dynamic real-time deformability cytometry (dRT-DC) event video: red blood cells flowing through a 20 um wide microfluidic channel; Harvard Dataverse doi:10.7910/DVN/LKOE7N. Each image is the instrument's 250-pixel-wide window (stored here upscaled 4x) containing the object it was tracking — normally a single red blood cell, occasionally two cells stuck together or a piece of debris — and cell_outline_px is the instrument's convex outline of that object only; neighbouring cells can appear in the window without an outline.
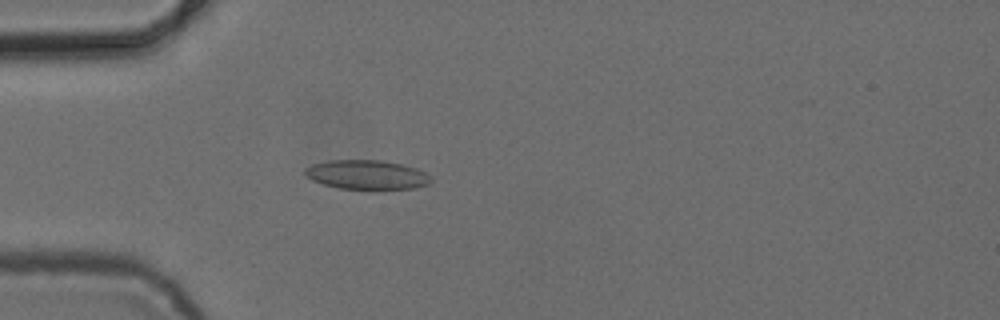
{"species": "common noctule bat (a hibernating species)", "species_latin": "Nyctalus noctula", "temperature_condition": "cold", "stored_images_in_passage": 52, "camera_frame_rate_fps": 3000, "um_per_image_px": 0.085, "animal": {"sex": "female", "body_mass_g": 24.6, "forearm_length_mm": 56.2}, "frame": {"image": 1, "passage_image": 14, "time_ms": 4.333, "image_size_px": [1000, 320], "cell_outline_px": [[432, 180], [428, 184], [412, 188], [376, 192], [372, 192], [340, 188], [324, 184], [312, 180], [304, 172], [304, 168], [312, 164], [328, 160], [380, 160], [400, 164], [416, 168], [432, 176]], "centroid_in_image_um": [31.2, 14.89], "position_along_channel_um": 53.8, "area_um2": 22.2}}
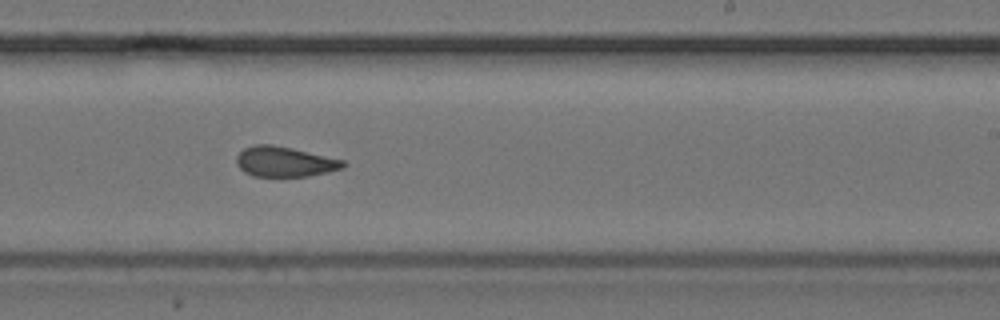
{"frame": {"image": 2, "passage_image": 31, "time_ms": 10.0, "image_size_px": [1000, 320], "cell_outline_px": [[348, 164], [344, 168], [328, 172], [308, 176], [252, 176], [244, 172], [236, 164], [236, 156], [244, 148], [252, 144], [272, 144], [292, 148], [344, 160]], "centroid_in_image_um": [24.19, 13.74], "position_along_channel_um": 264.8, "area_um2": 18.9}}
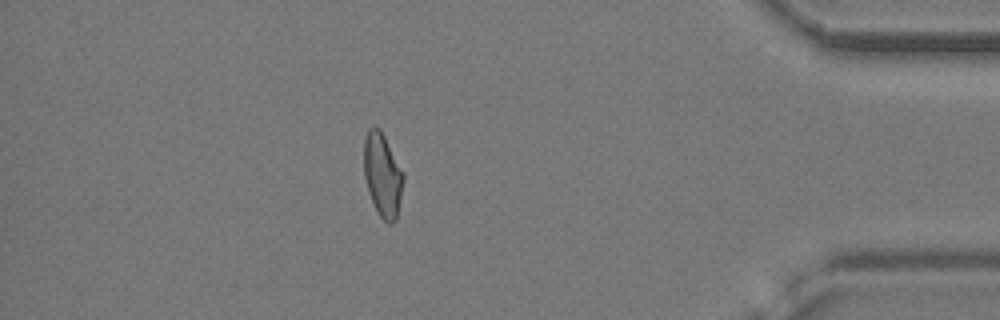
{"frame": {"image": 3, "passage_image": 45, "time_ms": 14.667, "image_size_px": [1000, 320], "cell_outline_px": [[404, 180], [396, 220], [392, 224], [388, 224], [380, 216], [368, 192], [364, 176], [364, 136], [368, 128], [380, 128], [404, 172]], "centroid_in_image_um": [32.52, 14.86], "position_along_channel_um": 402.7, "area_um2": 19.25}, "authors_computed_cell_mechanics": {"area_um2": 19.363, "velocity_mm_per_s": 3.8662, "shape_relaxation_time_tau1_ms": null, "shape_relaxation_time_tau2_ms": 2.3769, "deformation_change_tau1": null, "deformation_change_tau2": 0.0835}}